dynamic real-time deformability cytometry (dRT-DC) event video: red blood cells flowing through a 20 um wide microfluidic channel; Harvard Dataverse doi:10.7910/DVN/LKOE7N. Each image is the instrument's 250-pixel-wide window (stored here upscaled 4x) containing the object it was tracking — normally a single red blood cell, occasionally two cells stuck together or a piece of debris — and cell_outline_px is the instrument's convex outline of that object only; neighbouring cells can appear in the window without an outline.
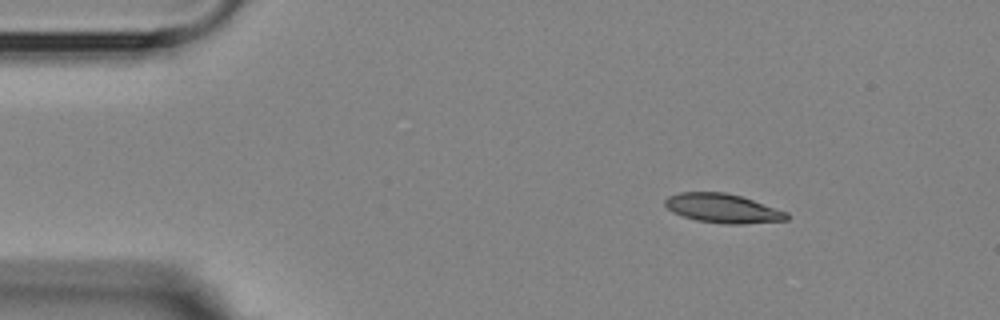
{"species": "Egyptian fruit bat (a non-hibernating species)", "species_latin": "Rousettus aegyptiacus", "temperature_condition": "room temperature", "stored_images_in_passage": 5, "camera_frame_rate_fps": 3000, "um_per_image_px": 0.085, "animal": {"sex": "female"}, "frame": {"image": 1, "passage_image": 2, "time_ms": 1.0, "image_size_px": [1000, 320], "cell_outline_px": [[788, 220], [744, 224], [724, 224], [696, 220], [672, 212], [664, 204], [664, 200], [668, 196], [680, 192], [724, 192], [740, 196], [788, 212]], "centroid_in_image_um": [61.42, 17.71], "position_along_channel_um": 23.6, "area_um2": 20.58}}
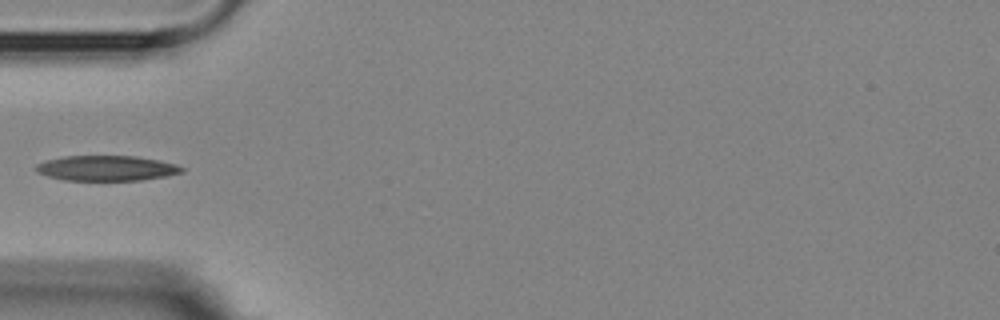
{"frame": {"image": 2, "passage_image": 5, "time_ms": 4.333, "image_size_px": [1000, 320], "cell_outline_px": [[184, 172], [168, 176], [140, 180], [64, 180], [48, 176], [36, 172], [36, 164], [44, 160], [64, 156], [136, 156], [176, 164], [184, 168]], "centroid_in_image_um": [9.04, 14.29], "position_along_channel_um": 76.0, "area_um2": 21.44}}